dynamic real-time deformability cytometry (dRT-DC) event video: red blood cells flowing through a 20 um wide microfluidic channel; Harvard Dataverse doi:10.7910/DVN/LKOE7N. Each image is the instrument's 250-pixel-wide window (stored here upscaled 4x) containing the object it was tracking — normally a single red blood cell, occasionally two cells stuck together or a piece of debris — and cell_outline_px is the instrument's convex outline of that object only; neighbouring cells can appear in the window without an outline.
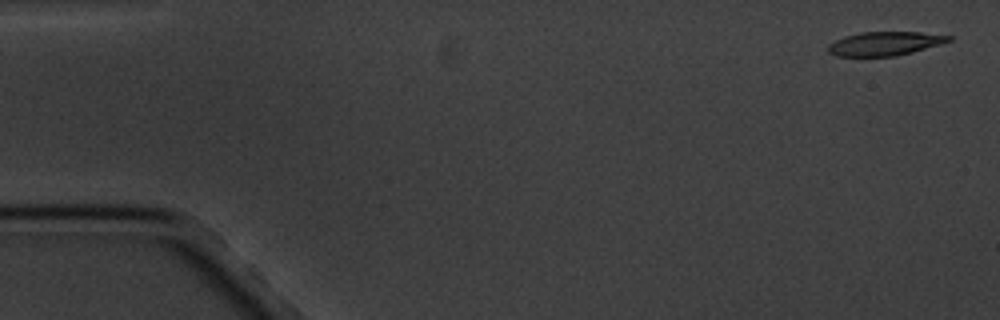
{"species": "common noctule bat (a hibernating species)", "species_latin": "Nyctalus noctula", "temperature_condition": "cold", "stored_images_in_passage": 7, "camera_frame_rate_fps": 3000, "um_per_image_px": 0.085, "animal": {"sex": "male", "body_mass_g": 20.1, "forearm_length_mm": 53.5}, "frame": {"image": 1, "passage_image": 1, "time_ms": 0.0, "image_size_px": [1000, 320], "cell_outline_px": [[952, 40], [940, 44], [912, 52], [896, 56], [836, 56], [828, 52], [828, 44], [844, 36], [860, 32], [920, 32], [952, 36]], "centroid_in_image_um": [75.19, 3.7], "position_along_channel_um": 9.8, "area_um2": 16.7}}
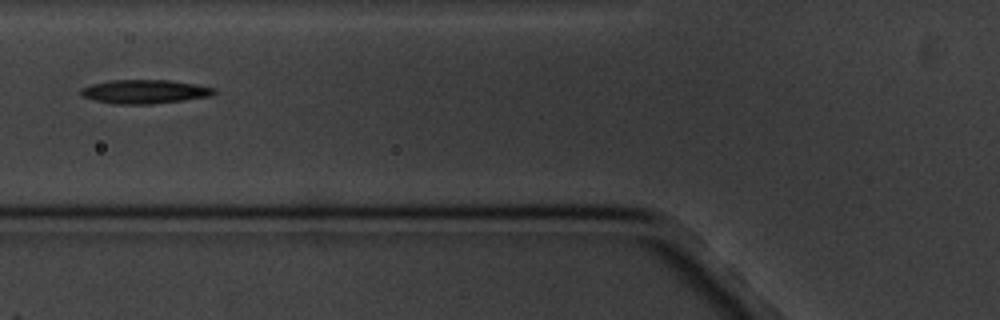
{"frame": {"image": 2, "passage_image": 6, "time_ms": 6.667, "image_size_px": [1000, 320], "cell_outline_px": [[216, 92], [212, 96], [184, 100], [152, 104], [116, 104], [96, 100], [84, 96], [80, 92], [80, 88], [92, 84], [112, 80], [168, 80], [196, 84], [216, 88]], "centroid_in_image_um": [12.35, 7.78], "position_along_channel_um": 113.5, "area_um2": 18.44}}
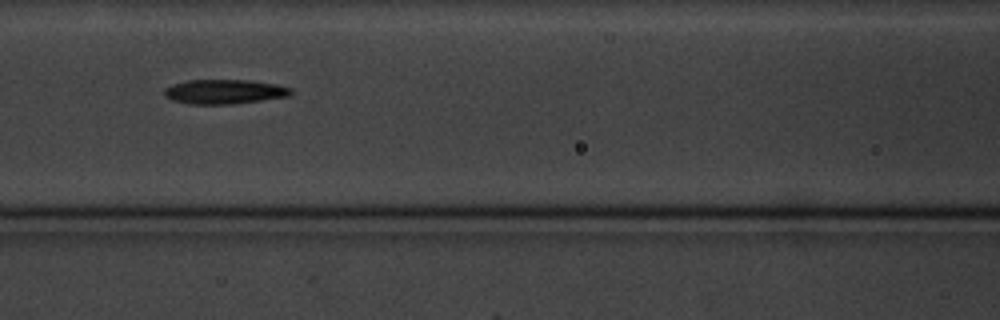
{"frame": {"image": 3, "passage_image": 7, "time_ms": 7.667, "image_size_px": [1000, 320], "cell_outline_px": [[292, 92], [288, 96], [232, 104], [188, 104], [172, 100], [164, 96], [164, 88], [172, 84], [188, 80], [248, 80], [276, 84], [292, 88]], "centroid_in_image_um": [19.03, 7.79], "position_along_channel_um": 147.6, "area_um2": 18.03}}